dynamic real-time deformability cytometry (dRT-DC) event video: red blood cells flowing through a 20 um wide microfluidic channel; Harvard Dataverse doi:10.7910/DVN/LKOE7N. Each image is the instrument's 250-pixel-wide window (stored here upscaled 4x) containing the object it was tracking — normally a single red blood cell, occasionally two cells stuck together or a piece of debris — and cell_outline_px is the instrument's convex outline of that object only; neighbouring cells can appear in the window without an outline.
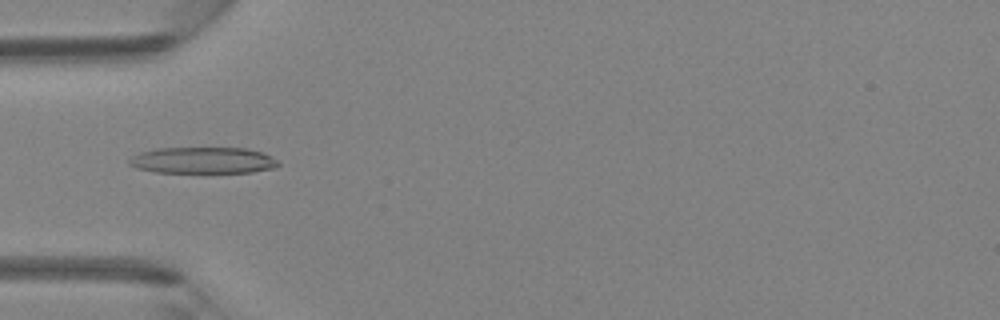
{"species": "Egyptian fruit bat (a non-hibernating species)", "species_latin": "Rousettus aegyptiacus", "temperature_condition": "room temperature", "stored_images_in_passage": 40, "camera_frame_rate_fps": 3000, "um_per_image_px": 0.085, "animal": {"sex": "female"}, "frame": {"image": 1, "passage_image": 9, "time_ms": 2.667, "image_size_px": [1000, 320], "cell_outline_px": [[280, 164], [276, 168], [252, 172], [156, 172], [136, 168], [128, 164], [128, 160], [132, 156], [140, 152], [156, 148], [248, 148], [264, 152], [280, 160]], "centroid_in_image_um": [17.3, 13.62], "position_along_channel_um": 67.7, "area_um2": 23.18}}
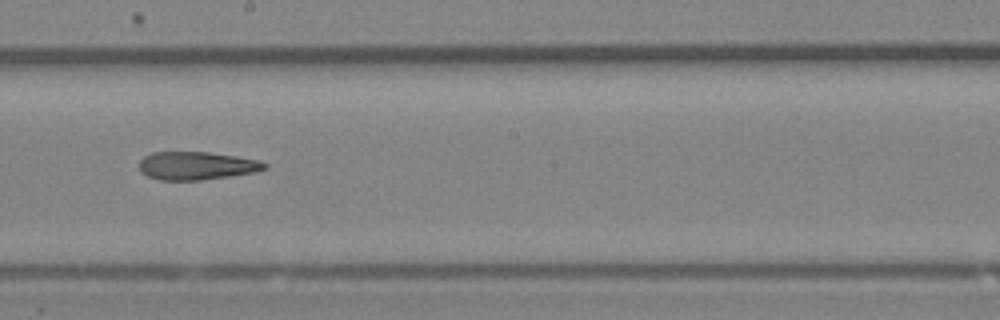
{"frame": {"image": 2, "passage_image": 20, "time_ms": 6.333, "image_size_px": [1000, 320], "cell_outline_px": [[268, 168], [256, 172], [200, 180], [160, 180], [148, 176], [140, 172], [140, 160], [144, 156], [152, 152], [208, 152], [236, 156], [256, 160], [268, 164]], "centroid_in_image_um": [16.7, 14.08], "position_along_channel_um": 231.5, "area_um2": 20.46}}
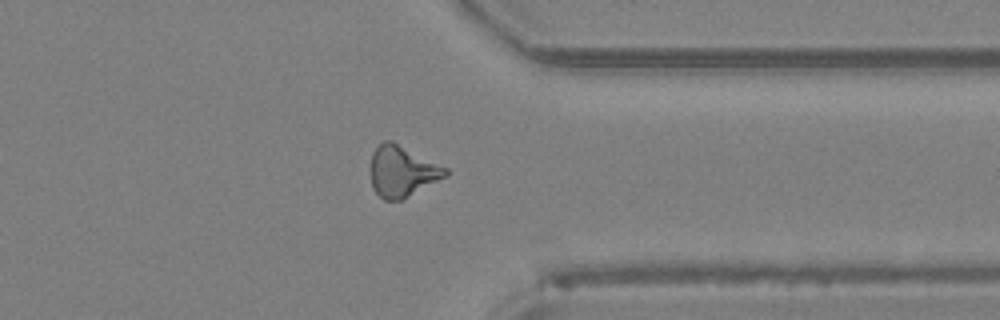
{"frame": {"image": 3, "passage_image": 30, "time_ms": 9.667, "image_size_px": [1000, 320], "cell_outline_px": [[448, 176], [404, 200], [384, 200], [372, 188], [368, 172], [368, 168], [372, 152], [384, 140], [392, 140], [448, 168]], "centroid_in_image_um": [34.16, 14.57], "position_along_channel_um": 377.2, "area_um2": 23.0}}